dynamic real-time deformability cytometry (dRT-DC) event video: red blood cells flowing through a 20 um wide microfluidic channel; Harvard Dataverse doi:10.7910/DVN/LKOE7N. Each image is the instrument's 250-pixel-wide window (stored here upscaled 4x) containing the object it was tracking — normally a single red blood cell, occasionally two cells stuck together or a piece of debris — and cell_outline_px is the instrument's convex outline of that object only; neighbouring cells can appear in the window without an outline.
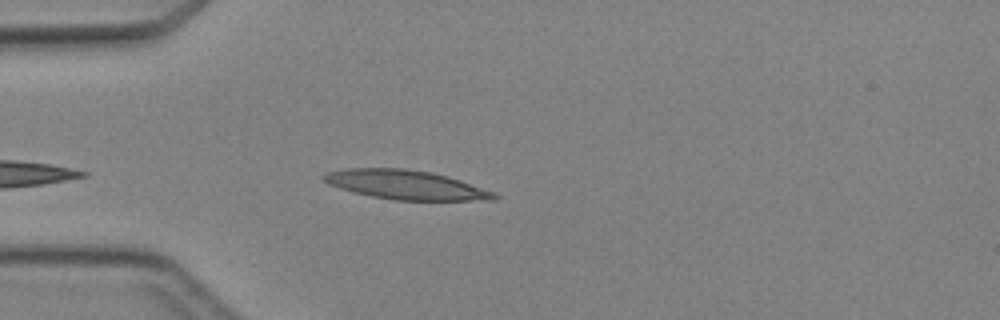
{"species": "Egyptian fruit bat (a non-hibernating species)", "species_latin": "Rousettus aegyptiacus", "temperature_condition": "cold", "stored_images_in_passage": 4, "camera_frame_rate_fps": 3000, "um_per_image_px": 0.085, "animal": {"sex": "female"}, "frame": {"image": 1, "passage_image": 4, "time_ms": 3.333, "image_size_px": [1000, 320], "cell_outline_px": [[500, 196], [492, 200], [392, 200], [372, 196], [340, 188], [328, 184], [324, 180], [324, 176], [328, 172], [344, 168], [404, 168], [432, 172], [448, 176], [496, 192]], "centroid_in_image_um": [34.54, 15.7], "position_along_channel_um": 50.5, "area_um2": 28.9}}